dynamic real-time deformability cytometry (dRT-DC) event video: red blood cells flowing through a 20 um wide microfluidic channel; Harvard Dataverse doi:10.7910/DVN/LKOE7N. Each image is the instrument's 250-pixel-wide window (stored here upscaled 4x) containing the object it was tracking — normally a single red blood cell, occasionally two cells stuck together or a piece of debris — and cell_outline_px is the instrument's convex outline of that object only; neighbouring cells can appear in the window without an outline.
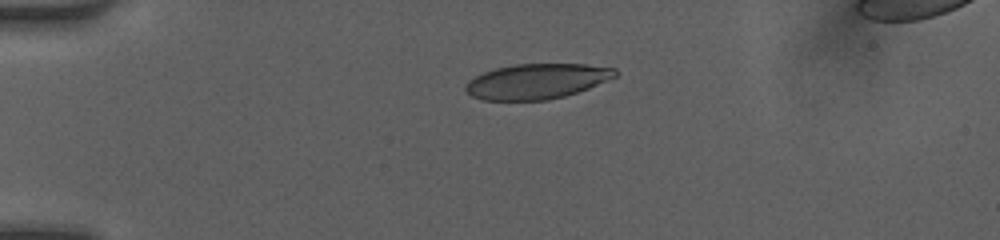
{"species": "human", "species_latin": "Homo sapiens", "temperature_condition": "room temperature", "stored_images_in_passage": 39, "camera_frame_rate_fps": 3000, "um_per_image_px": 0.085, "donor": {"sex": "female"}, "frame": {"image": 1, "passage_image": 1, "time_ms": 0.0, "image_size_px": [1000, 240], "cell_outline_px": [[616, 76], [608, 80], [588, 88], [564, 96], [548, 100], [484, 100], [472, 96], [464, 88], [468, 80], [484, 72], [496, 68], [516, 64], [584, 64], [616, 68]], "centroid_in_image_um": [45.62, 6.91], "position_along_channel_um": 39.4, "area_um2": 30.46}}
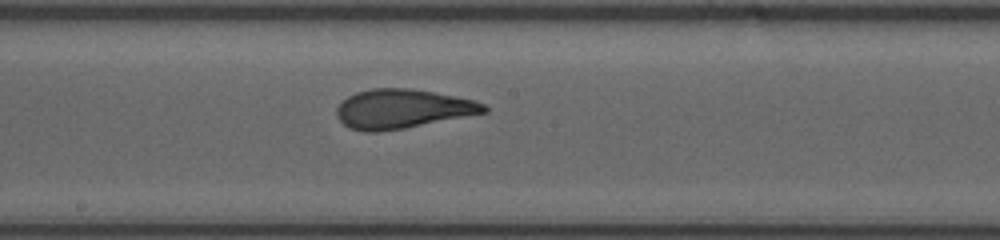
{"frame": {"image": 2, "passage_image": 17, "time_ms": 5.333, "image_size_px": [1000, 240], "cell_outline_px": [[488, 112], [404, 128], [380, 132], [364, 132], [348, 128], [336, 116], [336, 108], [348, 96], [356, 92], [372, 88], [408, 88], [432, 92], [472, 100], [484, 104], [488, 108]], "centroid_in_image_um": [34.16, 9.26], "position_along_channel_um": 214.0, "area_um2": 33.41}}
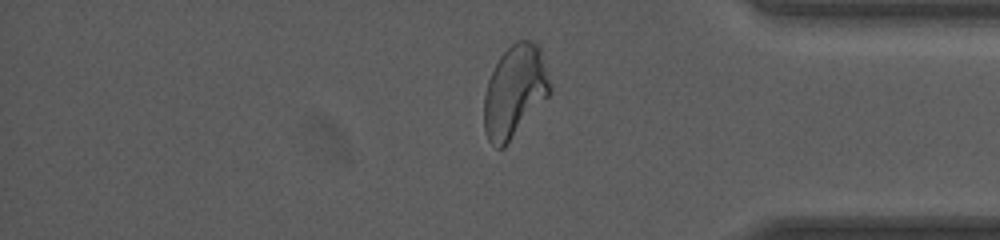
{"frame": {"image": 3, "passage_image": 31, "time_ms": 10.0, "image_size_px": [1000, 240], "cell_outline_px": [[552, 92], [508, 144], [504, 148], [496, 148], [488, 140], [484, 132], [484, 92], [488, 80], [500, 56], [516, 40], [532, 40], [540, 44], [552, 84]], "centroid_in_image_um": [43.78, 7.76], "position_along_channel_um": 391.4, "area_um2": 36.01}, "authors_computed_cell_mechanics": {"area_um2": 33.813, "velocity_mm_per_s": 4.1233, "shape_relaxation_time_tau1_ms": 4.5332, "shape_relaxation_time_tau2_ms": 0.8563, "deformation_change_tau1": 0.1927, "deformation_change_tau2": 0.08}}